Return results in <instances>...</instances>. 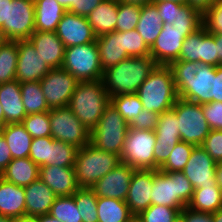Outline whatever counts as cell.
I'll use <instances>...</instances> for the list:
<instances>
[{
	"mask_svg": "<svg viewBox=\"0 0 222 222\" xmlns=\"http://www.w3.org/2000/svg\"><path fill=\"white\" fill-rule=\"evenodd\" d=\"M20 89L27 115L51 110L44 97L40 81L20 83Z\"/></svg>",
	"mask_w": 222,
	"mask_h": 222,
	"instance_id": "34",
	"label": "cell"
},
{
	"mask_svg": "<svg viewBox=\"0 0 222 222\" xmlns=\"http://www.w3.org/2000/svg\"><path fill=\"white\" fill-rule=\"evenodd\" d=\"M118 16V1H102L86 18L96 37L114 32Z\"/></svg>",
	"mask_w": 222,
	"mask_h": 222,
	"instance_id": "27",
	"label": "cell"
},
{
	"mask_svg": "<svg viewBox=\"0 0 222 222\" xmlns=\"http://www.w3.org/2000/svg\"><path fill=\"white\" fill-rule=\"evenodd\" d=\"M104 0H78V15L87 17Z\"/></svg>",
	"mask_w": 222,
	"mask_h": 222,
	"instance_id": "57",
	"label": "cell"
},
{
	"mask_svg": "<svg viewBox=\"0 0 222 222\" xmlns=\"http://www.w3.org/2000/svg\"><path fill=\"white\" fill-rule=\"evenodd\" d=\"M62 68L79 82L102 79L103 69L96 41L65 48Z\"/></svg>",
	"mask_w": 222,
	"mask_h": 222,
	"instance_id": "8",
	"label": "cell"
},
{
	"mask_svg": "<svg viewBox=\"0 0 222 222\" xmlns=\"http://www.w3.org/2000/svg\"><path fill=\"white\" fill-rule=\"evenodd\" d=\"M152 187L153 170L135 169L125 199L126 204L134 216H138L142 211L151 206Z\"/></svg>",
	"mask_w": 222,
	"mask_h": 222,
	"instance_id": "20",
	"label": "cell"
},
{
	"mask_svg": "<svg viewBox=\"0 0 222 222\" xmlns=\"http://www.w3.org/2000/svg\"><path fill=\"white\" fill-rule=\"evenodd\" d=\"M25 190L0 177V215L16 218L25 215Z\"/></svg>",
	"mask_w": 222,
	"mask_h": 222,
	"instance_id": "26",
	"label": "cell"
},
{
	"mask_svg": "<svg viewBox=\"0 0 222 222\" xmlns=\"http://www.w3.org/2000/svg\"><path fill=\"white\" fill-rule=\"evenodd\" d=\"M214 222H222V208L212 214Z\"/></svg>",
	"mask_w": 222,
	"mask_h": 222,
	"instance_id": "66",
	"label": "cell"
},
{
	"mask_svg": "<svg viewBox=\"0 0 222 222\" xmlns=\"http://www.w3.org/2000/svg\"><path fill=\"white\" fill-rule=\"evenodd\" d=\"M39 178L57 197L72 196L79 189L74 167L41 166L39 167Z\"/></svg>",
	"mask_w": 222,
	"mask_h": 222,
	"instance_id": "21",
	"label": "cell"
},
{
	"mask_svg": "<svg viewBox=\"0 0 222 222\" xmlns=\"http://www.w3.org/2000/svg\"><path fill=\"white\" fill-rule=\"evenodd\" d=\"M25 190V215L39 216L49 214L56 199L55 193L40 179L33 181Z\"/></svg>",
	"mask_w": 222,
	"mask_h": 222,
	"instance_id": "23",
	"label": "cell"
},
{
	"mask_svg": "<svg viewBox=\"0 0 222 222\" xmlns=\"http://www.w3.org/2000/svg\"><path fill=\"white\" fill-rule=\"evenodd\" d=\"M78 149L74 145L53 140L51 142L50 165L73 167Z\"/></svg>",
	"mask_w": 222,
	"mask_h": 222,
	"instance_id": "40",
	"label": "cell"
},
{
	"mask_svg": "<svg viewBox=\"0 0 222 222\" xmlns=\"http://www.w3.org/2000/svg\"><path fill=\"white\" fill-rule=\"evenodd\" d=\"M55 32L65 48L96 41L87 18L69 11L62 16Z\"/></svg>",
	"mask_w": 222,
	"mask_h": 222,
	"instance_id": "18",
	"label": "cell"
},
{
	"mask_svg": "<svg viewBox=\"0 0 222 222\" xmlns=\"http://www.w3.org/2000/svg\"><path fill=\"white\" fill-rule=\"evenodd\" d=\"M202 110L211 130H222V102L202 104Z\"/></svg>",
	"mask_w": 222,
	"mask_h": 222,
	"instance_id": "52",
	"label": "cell"
},
{
	"mask_svg": "<svg viewBox=\"0 0 222 222\" xmlns=\"http://www.w3.org/2000/svg\"><path fill=\"white\" fill-rule=\"evenodd\" d=\"M28 40L51 69L62 67L65 46L56 32L35 31Z\"/></svg>",
	"mask_w": 222,
	"mask_h": 222,
	"instance_id": "22",
	"label": "cell"
},
{
	"mask_svg": "<svg viewBox=\"0 0 222 222\" xmlns=\"http://www.w3.org/2000/svg\"><path fill=\"white\" fill-rule=\"evenodd\" d=\"M38 221L39 222H61L57 218L52 217L50 214L39 215Z\"/></svg>",
	"mask_w": 222,
	"mask_h": 222,
	"instance_id": "65",
	"label": "cell"
},
{
	"mask_svg": "<svg viewBox=\"0 0 222 222\" xmlns=\"http://www.w3.org/2000/svg\"><path fill=\"white\" fill-rule=\"evenodd\" d=\"M184 222H214L212 213L197 212L185 207L180 211Z\"/></svg>",
	"mask_w": 222,
	"mask_h": 222,
	"instance_id": "55",
	"label": "cell"
},
{
	"mask_svg": "<svg viewBox=\"0 0 222 222\" xmlns=\"http://www.w3.org/2000/svg\"><path fill=\"white\" fill-rule=\"evenodd\" d=\"M0 177L17 186L25 187L39 178V166L29 157L12 159Z\"/></svg>",
	"mask_w": 222,
	"mask_h": 222,
	"instance_id": "29",
	"label": "cell"
},
{
	"mask_svg": "<svg viewBox=\"0 0 222 222\" xmlns=\"http://www.w3.org/2000/svg\"><path fill=\"white\" fill-rule=\"evenodd\" d=\"M218 0H187V4L201 11L203 14Z\"/></svg>",
	"mask_w": 222,
	"mask_h": 222,
	"instance_id": "59",
	"label": "cell"
},
{
	"mask_svg": "<svg viewBox=\"0 0 222 222\" xmlns=\"http://www.w3.org/2000/svg\"><path fill=\"white\" fill-rule=\"evenodd\" d=\"M157 66L151 56L129 57L103 71V85L109 97L135 94Z\"/></svg>",
	"mask_w": 222,
	"mask_h": 222,
	"instance_id": "1",
	"label": "cell"
},
{
	"mask_svg": "<svg viewBox=\"0 0 222 222\" xmlns=\"http://www.w3.org/2000/svg\"><path fill=\"white\" fill-rule=\"evenodd\" d=\"M171 25L172 28L198 30L204 25L203 13L188 4H181L177 17Z\"/></svg>",
	"mask_w": 222,
	"mask_h": 222,
	"instance_id": "41",
	"label": "cell"
},
{
	"mask_svg": "<svg viewBox=\"0 0 222 222\" xmlns=\"http://www.w3.org/2000/svg\"><path fill=\"white\" fill-rule=\"evenodd\" d=\"M135 168L120 162L108 174L98 180L91 189L98 198L107 197L125 201Z\"/></svg>",
	"mask_w": 222,
	"mask_h": 222,
	"instance_id": "17",
	"label": "cell"
},
{
	"mask_svg": "<svg viewBox=\"0 0 222 222\" xmlns=\"http://www.w3.org/2000/svg\"><path fill=\"white\" fill-rule=\"evenodd\" d=\"M187 207L197 212L213 214L222 208V189L217 184L194 189Z\"/></svg>",
	"mask_w": 222,
	"mask_h": 222,
	"instance_id": "32",
	"label": "cell"
},
{
	"mask_svg": "<svg viewBox=\"0 0 222 222\" xmlns=\"http://www.w3.org/2000/svg\"><path fill=\"white\" fill-rule=\"evenodd\" d=\"M4 126H5V116H4L3 108L0 104V129L3 128Z\"/></svg>",
	"mask_w": 222,
	"mask_h": 222,
	"instance_id": "67",
	"label": "cell"
},
{
	"mask_svg": "<svg viewBox=\"0 0 222 222\" xmlns=\"http://www.w3.org/2000/svg\"><path fill=\"white\" fill-rule=\"evenodd\" d=\"M129 124L110 103L97 126L90 133V143L96 148L121 156Z\"/></svg>",
	"mask_w": 222,
	"mask_h": 222,
	"instance_id": "7",
	"label": "cell"
},
{
	"mask_svg": "<svg viewBox=\"0 0 222 222\" xmlns=\"http://www.w3.org/2000/svg\"><path fill=\"white\" fill-rule=\"evenodd\" d=\"M195 145L184 141L178 142L167 161L159 168L163 172L183 171Z\"/></svg>",
	"mask_w": 222,
	"mask_h": 222,
	"instance_id": "39",
	"label": "cell"
},
{
	"mask_svg": "<svg viewBox=\"0 0 222 222\" xmlns=\"http://www.w3.org/2000/svg\"><path fill=\"white\" fill-rule=\"evenodd\" d=\"M215 38L218 53V66L222 65V33H211Z\"/></svg>",
	"mask_w": 222,
	"mask_h": 222,
	"instance_id": "61",
	"label": "cell"
},
{
	"mask_svg": "<svg viewBox=\"0 0 222 222\" xmlns=\"http://www.w3.org/2000/svg\"><path fill=\"white\" fill-rule=\"evenodd\" d=\"M216 184L222 189V161L216 163Z\"/></svg>",
	"mask_w": 222,
	"mask_h": 222,
	"instance_id": "62",
	"label": "cell"
},
{
	"mask_svg": "<svg viewBox=\"0 0 222 222\" xmlns=\"http://www.w3.org/2000/svg\"><path fill=\"white\" fill-rule=\"evenodd\" d=\"M82 222H98L97 200L91 188H79L73 195Z\"/></svg>",
	"mask_w": 222,
	"mask_h": 222,
	"instance_id": "36",
	"label": "cell"
},
{
	"mask_svg": "<svg viewBox=\"0 0 222 222\" xmlns=\"http://www.w3.org/2000/svg\"><path fill=\"white\" fill-rule=\"evenodd\" d=\"M21 123L33 138L51 136L49 111L28 114Z\"/></svg>",
	"mask_w": 222,
	"mask_h": 222,
	"instance_id": "43",
	"label": "cell"
},
{
	"mask_svg": "<svg viewBox=\"0 0 222 222\" xmlns=\"http://www.w3.org/2000/svg\"><path fill=\"white\" fill-rule=\"evenodd\" d=\"M51 137L54 140L65 142L82 148L90 143V131L66 107L53 108L49 111Z\"/></svg>",
	"mask_w": 222,
	"mask_h": 222,
	"instance_id": "11",
	"label": "cell"
},
{
	"mask_svg": "<svg viewBox=\"0 0 222 222\" xmlns=\"http://www.w3.org/2000/svg\"><path fill=\"white\" fill-rule=\"evenodd\" d=\"M0 222H14V218L0 215Z\"/></svg>",
	"mask_w": 222,
	"mask_h": 222,
	"instance_id": "69",
	"label": "cell"
},
{
	"mask_svg": "<svg viewBox=\"0 0 222 222\" xmlns=\"http://www.w3.org/2000/svg\"><path fill=\"white\" fill-rule=\"evenodd\" d=\"M129 222H141L136 216H134Z\"/></svg>",
	"mask_w": 222,
	"mask_h": 222,
	"instance_id": "71",
	"label": "cell"
},
{
	"mask_svg": "<svg viewBox=\"0 0 222 222\" xmlns=\"http://www.w3.org/2000/svg\"><path fill=\"white\" fill-rule=\"evenodd\" d=\"M159 114L157 112L148 111L146 108L139 113L129 124L130 129L136 130H153L155 131Z\"/></svg>",
	"mask_w": 222,
	"mask_h": 222,
	"instance_id": "53",
	"label": "cell"
},
{
	"mask_svg": "<svg viewBox=\"0 0 222 222\" xmlns=\"http://www.w3.org/2000/svg\"><path fill=\"white\" fill-rule=\"evenodd\" d=\"M78 82L62 67L51 69L40 80L48 107L53 109L68 106Z\"/></svg>",
	"mask_w": 222,
	"mask_h": 222,
	"instance_id": "12",
	"label": "cell"
},
{
	"mask_svg": "<svg viewBox=\"0 0 222 222\" xmlns=\"http://www.w3.org/2000/svg\"><path fill=\"white\" fill-rule=\"evenodd\" d=\"M141 5L118 1V16L115 31L124 32L136 29L141 14Z\"/></svg>",
	"mask_w": 222,
	"mask_h": 222,
	"instance_id": "42",
	"label": "cell"
},
{
	"mask_svg": "<svg viewBox=\"0 0 222 222\" xmlns=\"http://www.w3.org/2000/svg\"><path fill=\"white\" fill-rule=\"evenodd\" d=\"M17 49L16 80L19 83L40 81L51 70L29 40H17Z\"/></svg>",
	"mask_w": 222,
	"mask_h": 222,
	"instance_id": "16",
	"label": "cell"
},
{
	"mask_svg": "<svg viewBox=\"0 0 222 222\" xmlns=\"http://www.w3.org/2000/svg\"><path fill=\"white\" fill-rule=\"evenodd\" d=\"M148 111L162 114L172 109L179 98L173 80L172 71L168 66L157 65L148 78L139 86L136 93Z\"/></svg>",
	"mask_w": 222,
	"mask_h": 222,
	"instance_id": "3",
	"label": "cell"
},
{
	"mask_svg": "<svg viewBox=\"0 0 222 222\" xmlns=\"http://www.w3.org/2000/svg\"><path fill=\"white\" fill-rule=\"evenodd\" d=\"M17 41L7 40L0 46V84L16 80Z\"/></svg>",
	"mask_w": 222,
	"mask_h": 222,
	"instance_id": "35",
	"label": "cell"
},
{
	"mask_svg": "<svg viewBox=\"0 0 222 222\" xmlns=\"http://www.w3.org/2000/svg\"><path fill=\"white\" fill-rule=\"evenodd\" d=\"M162 18L159 16L157 6L154 3L141 7V14L136 26L137 32L151 48L162 30Z\"/></svg>",
	"mask_w": 222,
	"mask_h": 222,
	"instance_id": "31",
	"label": "cell"
},
{
	"mask_svg": "<svg viewBox=\"0 0 222 222\" xmlns=\"http://www.w3.org/2000/svg\"><path fill=\"white\" fill-rule=\"evenodd\" d=\"M214 77L215 66L199 63L195 76L176 87L178 96L201 105L214 101Z\"/></svg>",
	"mask_w": 222,
	"mask_h": 222,
	"instance_id": "14",
	"label": "cell"
},
{
	"mask_svg": "<svg viewBox=\"0 0 222 222\" xmlns=\"http://www.w3.org/2000/svg\"><path fill=\"white\" fill-rule=\"evenodd\" d=\"M174 222H184L183 218L179 215V217Z\"/></svg>",
	"mask_w": 222,
	"mask_h": 222,
	"instance_id": "72",
	"label": "cell"
},
{
	"mask_svg": "<svg viewBox=\"0 0 222 222\" xmlns=\"http://www.w3.org/2000/svg\"><path fill=\"white\" fill-rule=\"evenodd\" d=\"M181 209L161 205H151L136 216L141 222H174Z\"/></svg>",
	"mask_w": 222,
	"mask_h": 222,
	"instance_id": "45",
	"label": "cell"
},
{
	"mask_svg": "<svg viewBox=\"0 0 222 222\" xmlns=\"http://www.w3.org/2000/svg\"><path fill=\"white\" fill-rule=\"evenodd\" d=\"M12 159L29 157L33 137L26 131L22 123H9L0 129Z\"/></svg>",
	"mask_w": 222,
	"mask_h": 222,
	"instance_id": "30",
	"label": "cell"
},
{
	"mask_svg": "<svg viewBox=\"0 0 222 222\" xmlns=\"http://www.w3.org/2000/svg\"><path fill=\"white\" fill-rule=\"evenodd\" d=\"M178 60L202 64V27L184 39Z\"/></svg>",
	"mask_w": 222,
	"mask_h": 222,
	"instance_id": "44",
	"label": "cell"
},
{
	"mask_svg": "<svg viewBox=\"0 0 222 222\" xmlns=\"http://www.w3.org/2000/svg\"><path fill=\"white\" fill-rule=\"evenodd\" d=\"M195 31L172 28L171 24L163 23L161 33L150 48V56L157 65L168 66L178 60L184 39Z\"/></svg>",
	"mask_w": 222,
	"mask_h": 222,
	"instance_id": "15",
	"label": "cell"
},
{
	"mask_svg": "<svg viewBox=\"0 0 222 222\" xmlns=\"http://www.w3.org/2000/svg\"><path fill=\"white\" fill-rule=\"evenodd\" d=\"M67 11L78 14V0H57Z\"/></svg>",
	"mask_w": 222,
	"mask_h": 222,
	"instance_id": "60",
	"label": "cell"
},
{
	"mask_svg": "<svg viewBox=\"0 0 222 222\" xmlns=\"http://www.w3.org/2000/svg\"><path fill=\"white\" fill-rule=\"evenodd\" d=\"M214 101L222 102V65L215 66Z\"/></svg>",
	"mask_w": 222,
	"mask_h": 222,
	"instance_id": "58",
	"label": "cell"
},
{
	"mask_svg": "<svg viewBox=\"0 0 222 222\" xmlns=\"http://www.w3.org/2000/svg\"><path fill=\"white\" fill-rule=\"evenodd\" d=\"M98 222H129L134 215L123 200L100 197L97 200Z\"/></svg>",
	"mask_w": 222,
	"mask_h": 222,
	"instance_id": "33",
	"label": "cell"
},
{
	"mask_svg": "<svg viewBox=\"0 0 222 222\" xmlns=\"http://www.w3.org/2000/svg\"><path fill=\"white\" fill-rule=\"evenodd\" d=\"M7 41V38L5 37L2 28L0 27V46L3 45Z\"/></svg>",
	"mask_w": 222,
	"mask_h": 222,
	"instance_id": "70",
	"label": "cell"
},
{
	"mask_svg": "<svg viewBox=\"0 0 222 222\" xmlns=\"http://www.w3.org/2000/svg\"><path fill=\"white\" fill-rule=\"evenodd\" d=\"M164 1L175 2L178 4H187V0H154V2H164Z\"/></svg>",
	"mask_w": 222,
	"mask_h": 222,
	"instance_id": "68",
	"label": "cell"
},
{
	"mask_svg": "<svg viewBox=\"0 0 222 222\" xmlns=\"http://www.w3.org/2000/svg\"><path fill=\"white\" fill-rule=\"evenodd\" d=\"M194 189L215 185L216 162L201 147L195 146L183 171Z\"/></svg>",
	"mask_w": 222,
	"mask_h": 222,
	"instance_id": "19",
	"label": "cell"
},
{
	"mask_svg": "<svg viewBox=\"0 0 222 222\" xmlns=\"http://www.w3.org/2000/svg\"><path fill=\"white\" fill-rule=\"evenodd\" d=\"M96 43L103 71L130 57L123 49L122 32L114 31L96 37Z\"/></svg>",
	"mask_w": 222,
	"mask_h": 222,
	"instance_id": "25",
	"label": "cell"
},
{
	"mask_svg": "<svg viewBox=\"0 0 222 222\" xmlns=\"http://www.w3.org/2000/svg\"><path fill=\"white\" fill-rule=\"evenodd\" d=\"M11 161L12 155L10 148L8 147V144L0 131V174Z\"/></svg>",
	"mask_w": 222,
	"mask_h": 222,
	"instance_id": "56",
	"label": "cell"
},
{
	"mask_svg": "<svg viewBox=\"0 0 222 222\" xmlns=\"http://www.w3.org/2000/svg\"><path fill=\"white\" fill-rule=\"evenodd\" d=\"M153 3L157 6L159 16L162 18V23L172 24L175 21L177 11H179L181 4L169 1Z\"/></svg>",
	"mask_w": 222,
	"mask_h": 222,
	"instance_id": "54",
	"label": "cell"
},
{
	"mask_svg": "<svg viewBox=\"0 0 222 222\" xmlns=\"http://www.w3.org/2000/svg\"><path fill=\"white\" fill-rule=\"evenodd\" d=\"M155 143V131L129 128L120 156L121 162L135 169L154 170Z\"/></svg>",
	"mask_w": 222,
	"mask_h": 222,
	"instance_id": "10",
	"label": "cell"
},
{
	"mask_svg": "<svg viewBox=\"0 0 222 222\" xmlns=\"http://www.w3.org/2000/svg\"><path fill=\"white\" fill-rule=\"evenodd\" d=\"M0 27L7 40H28L35 32L34 0H0Z\"/></svg>",
	"mask_w": 222,
	"mask_h": 222,
	"instance_id": "6",
	"label": "cell"
},
{
	"mask_svg": "<svg viewBox=\"0 0 222 222\" xmlns=\"http://www.w3.org/2000/svg\"><path fill=\"white\" fill-rule=\"evenodd\" d=\"M0 104L5 116V125L21 123L26 117L20 83L17 80L0 84Z\"/></svg>",
	"mask_w": 222,
	"mask_h": 222,
	"instance_id": "24",
	"label": "cell"
},
{
	"mask_svg": "<svg viewBox=\"0 0 222 222\" xmlns=\"http://www.w3.org/2000/svg\"><path fill=\"white\" fill-rule=\"evenodd\" d=\"M194 187L182 171L153 170L151 205H161L183 210L187 207Z\"/></svg>",
	"mask_w": 222,
	"mask_h": 222,
	"instance_id": "4",
	"label": "cell"
},
{
	"mask_svg": "<svg viewBox=\"0 0 222 222\" xmlns=\"http://www.w3.org/2000/svg\"><path fill=\"white\" fill-rule=\"evenodd\" d=\"M35 31L55 32L67 12L57 0H34Z\"/></svg>",
	"mask_w": 222,
	"mask_h": 222,
	"instance_id": "28",
	"label": "cell"
},
{
	"mask_svg": "<svg viewBox=\"0 0 222 222\" xmlns=\"http://www.w3.org/2000/svg\"><path fill=\"white\" fill-rule=\"evenodd\" d=\"M122 43L130 57L150 56V48L136 29L122 32Z\"/></svg>",
	"mask_w": 222,
	"mask_h": 222,
	"instance_id": "46",
	"label": "cell"
},
{
	"mask_svg": "<svg viewBox=\"0 0 222 222\" xmlns=\"http://www.w3.org/2000/svg\"><path fill=\"white\" fill-rule=\"evenodd\" d=\"M53 140L51 136L32 139L29 158L39 167L50 165L51 142Z\"/></svg>",
	"mask_w": 222,
	"mask_h": 222,
	"instance_id": "47",
	"label": "cell"
},
{
	"mask_svg": "<svg viewBox=\"0 0 222 222\" xmlns=\"http://www.w3.org/2000/svg\"><path fill=\"white\" fill-rule=\"evenodd\" d=\"M14 222H39L38 221V216H20L14 218Z\"/></svg>",
	"mask_w": 222,
	"mask_h": 222,
	"instance_id": "63",
	"label": "cell"
},
{
	"mask_svg": "<svg viewBox=\"0 0 222 222\" xmlns=\"http://www.w3.org/2000/svg\"><path fill=\"white\" fill-rule=\"evenodd\" d=\"M202 64L218 66V53L214 36L202 26Z\"/></svg>",
	"mask_w": 222,
	"mask_h": 222,
	"instance_id": "49",
	"label": "cell"
},
{
	"mask_svg": "<svg viewBox=\"0 0 222 222\" xmlns=\"http://www.w3.org/2000/svg\"><path fill=\"white\" fill-rule=\"evenodd\" d=\"M178 122L173 109L159 114L155 129L154 170H158L167 161L175 145L181 141Z\"/></svg>",
	"mask_w": 222,
	"mask_h": 222,
	"instance_id": "13",
	"label": "cell"
},
{
	"mask_svg": "<svg viewBox=\"0 0 222 222\" xmlns=\"http://www.w3.org/2000/svg\"><path fill=\"white\" fill-rule=\"evenodd\" d=\"M109 104L110 97L100 79L78 82L68 107L91 132Z\"/></svg>",
	"mask_w": 222,
	"mask_h": 222,
	"instance_id": "2",
	"label": "cell"
},
{
	"mask_svg": "<svg viewBox=\"0 0 222 222\" xmlns=\"http://www.w3.org/2000/svg\"><path fill=\"white\" fill-rule=\"evenodd\" d=\"M172 109L179 121L181 141L201 146L211 131L204 117L202 105L179 97Z\"/></svg>",
	"mask_w": 222,
	"mask_h": 222,
	"instance_id": "9",
	"label": "cell"
},
{
	"mask_svg": "<svg viewBox=\"0 0 222 222\" xmlns=\"http://www.w3.org/2000/svg\"><path fill=\"white\" fill-rule=\"evenodd\" d=\"M121 162L120 156L102 151L91 143L78 149L74 172L79 188H91Z\"/></svg>",
	"mask_w": 222,
	"mask_h": 222,
	"instance_id": "5",
	"label": "cell"
},
{
	"mask_svg": "<svg viewBox=\"0 0 222 222\" xmlns=\"http://www.w3.org/2000/svg\"><path fill=\"white\" fill-rule=\"evenodd\" d=\"M110 103L119 114L130 124L143 110L139 96L135 94H120L110 98Z\"/></svg>",
	"mask_w": 222,
	"mask_h": 222,
	"instance_id": "37",
	"label": "cell"
},
{
	"mask_svg": "<svg viewBox=\"0 0 222 222\" xmlns=\"http://www.w3.org/2000/svg\"><path fill=\"white\" fill-rule=\"evenodd\" d=\"M49 214L61 222H82L73 196L56 197Z\"/></svg>",
	"mask_w": 222,
	"mask_h": 222,
	"instance_id": "38",
	"label": "cell"
},
{
	"mask_svg": "<svg viewBox=\"0 0 222 222\" xmlns=\"http://www.w3.org/2000/svg\"><path fill=\"white\" fill-rule=\"evenodd\" d=\"M201 147L216 162L222 161V130H211Z\"/></svg>",
	"mask_w": 222,
	"mask_h": 222,
	"instance_id": "50",
	"label": "cell"
},
{
	"mask_svg": "<svg viewBox=\"0 0 222 222\" xmlns=\"http://www.w3.org/2000/svg\"><path fill=\"white\" fill-rule=\"evenodd\" d=\"M198 66L199 63L185 60H176L170 63L168 67L172 71L175 86L177 87L185 79L195 76Z\"/></svg>",
	"mask_w": 222,
	"mask_h": 222,
	"instance_id": "48",
	"label": "cell"
},
{
	"mask_svg": "<svg viewBox=\"0 0 222 222\" xmlns=\"http://www.w3.org/2000/svg\"><path fill=\"white\" fill-rule=\"evenodd\" d=\"M124 3H128V4H137V5H146V4H151L154 2V0H120Z\"/></svg>",
	"mask_w": 222,
	"mask_h": 222,
	"instance_id": "64",
	"label": "cell"
},
{
	"mask_svg": "<svg viewBox=\"0 0 222 222\" xmlns=\"http://www.w3.org/2000/svg\"><path fill=\"white\" fill-rule=\"evenodd\" d=\"M203 22L209 33H222V0L203 14Z\"/></svg>",
	"mask_w": 222,
	"mask_h": 222,
	"instance_id": "51",
	"label": "cell"
}]
</instances>
